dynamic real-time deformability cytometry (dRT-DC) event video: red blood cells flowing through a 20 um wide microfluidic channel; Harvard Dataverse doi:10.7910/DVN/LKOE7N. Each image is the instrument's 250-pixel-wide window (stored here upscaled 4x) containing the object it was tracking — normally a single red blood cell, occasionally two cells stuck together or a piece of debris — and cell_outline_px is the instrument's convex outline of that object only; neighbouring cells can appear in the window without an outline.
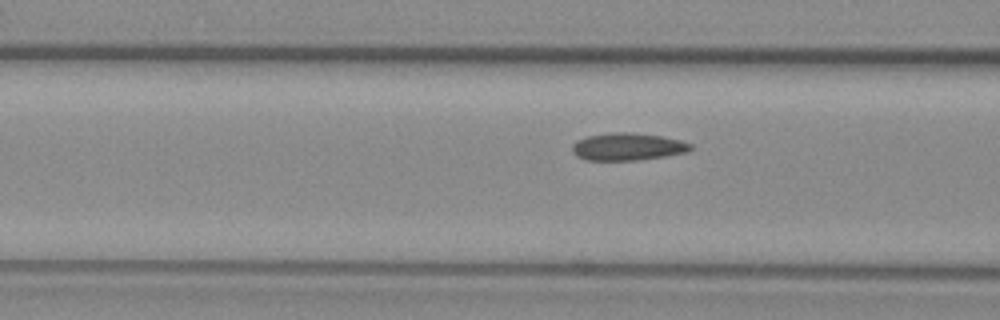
{"species": "common noctule bat (a hibernating species)", "species_latin": "Nyctalus noctula", "temperature_condition": "warm", "stored_images_in_passage": 35, "camera_frame_rate_fps": 3000, "um_per_image_px": 0.085, "animal": {"sex": "female", "body_mass_g": 29.2, "forearm_length_mm": 56.3}, "frame": {"image": 1, "passage_image": 5, "time_ms": 1.333, "image_size_px": [1000, 320], "cell_outline_px": [[692, 148], [688, 152], [664, 156], [636, 160], [588, 160], [576, 156], [572, 152], [572, 144], [576, 140], [588, 136], [612, 132], [632, 132], [660, 136], [680, 140], [692, 144]], "centroid_in_image_um": [53.33, 12.46], "position_along_channel_um": 113.3, "area_um2": 18.9}}
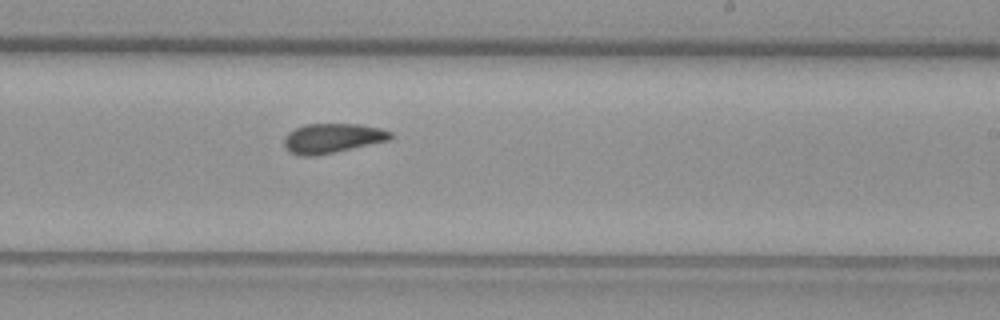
{"frame": {"image": 2, "passage_image": 17, "time_ms": 5.333, "image_size_px": [1000, 320], "cell_outline_px": [[392, 140], [316, 156], [300, 156], [288, 152], [284, 144], [284, 136], [288, 132], [304, 124], [360, 124], [380, 128], [392, 132]], "centroid_in_image_um": [28.25, 11.75], "position_along_channel_um": 260.8, "area_um2": 18.61}}
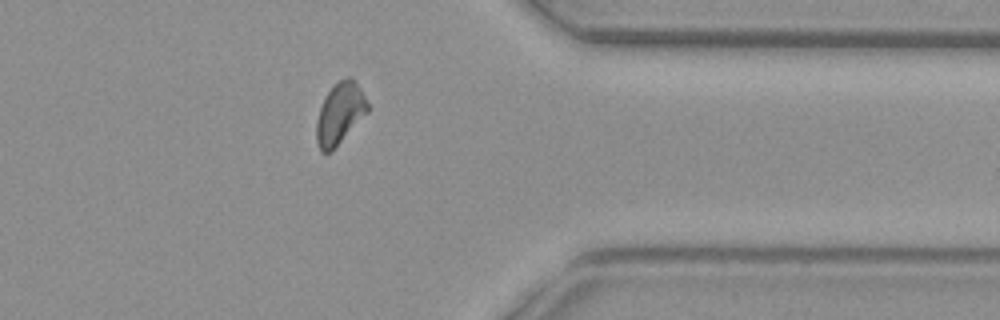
{"frame": {"image": 3, "passage_image": 28, "time_ms": 9.0, "image_size_px": [1000, 320], "cell_outline_px": [[368, 112], [332, 152], [320, 152], [316, 140], [316, 120], [320, 108], [332, 84], [348, 76], [352, 76], [360, 88], [368, 104]], "centroid_in_image_um": [28.88, 9.66], "position_along_channel_um": 382.5, "area_um2": 18.38}}